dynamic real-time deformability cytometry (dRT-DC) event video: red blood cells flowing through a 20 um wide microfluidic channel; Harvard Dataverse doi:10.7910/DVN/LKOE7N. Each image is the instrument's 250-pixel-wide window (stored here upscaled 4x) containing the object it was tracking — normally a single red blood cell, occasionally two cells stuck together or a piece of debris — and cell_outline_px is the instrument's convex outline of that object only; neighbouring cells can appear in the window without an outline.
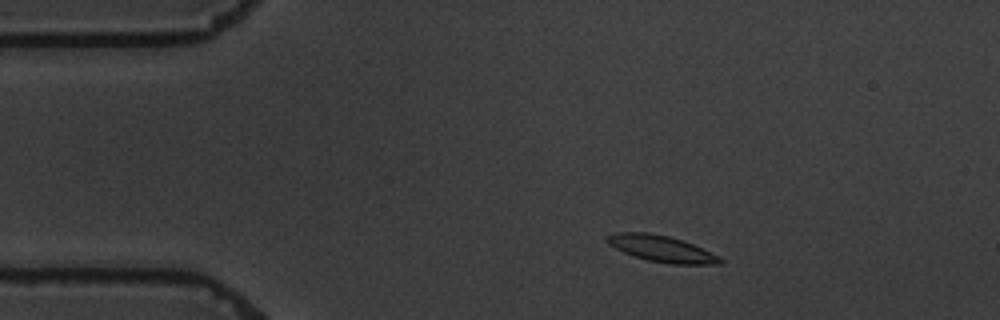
{"species": "common noctule bat (a hibernating species)", "species_latin": "Nyctalus noctula", "temperature_condition": "warm", "stored_images_in_passage": 6, "camera_frame_rate_fps": 3000, "um_per_image_px": 0.085, "animal": {"sex": "male", "body_mass_g": 19.5, "forearm_length_mm": 54.6}, "frame": {"image": 1, "passage_image": 2, "time_ms": 1.0, "image_size_px": [1000, 320], "cell_outline_px": [[724, 264], [668, 264], [648, 260], [624, 252], [608, 244], [604, 240], [604, 236], [616, 232], [648, 232], [668, 236], [684, 240], [720, 256], [724, 260]], "centroid_in_image_um": [56.24, 21.13], "position_along_channel_um": 28.8, "area_um2": 17.51}}
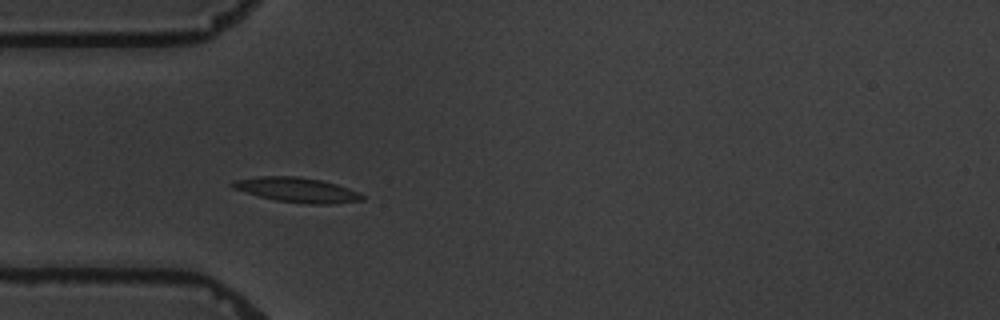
{"frame": {"image": 2, "passage_image": 4, "time_ms": 3.333, "image_size_px": [1000, 320], "cell_outline_px": [[364, 200], [332, 204], [308, 204], [276, 200], [260, 196], [232, 188], [228, 184], [236, 180], [260, 176], [296, 176], [320, 180], [336, 184], [348, 188], [364, 196]], "centroid_in_image_um": [25.24, 16.14], "position_along_channel_um": 59.8, "area_um2": 18.5}}
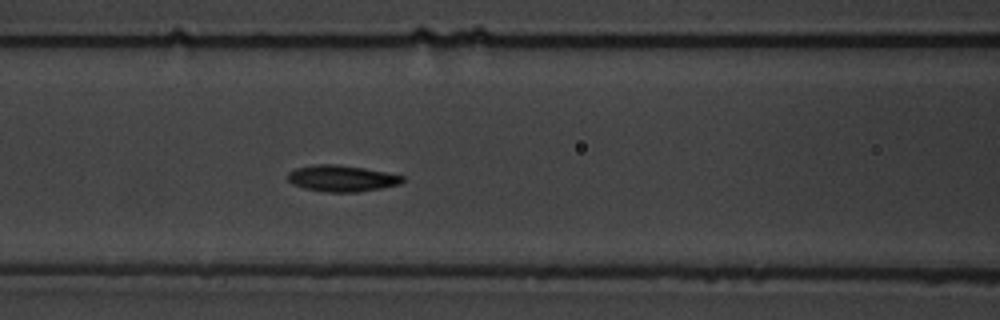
{"frame": {"image": 3, "passage_image": 6, "time_ms": 5.667, "image_size_px": [1000, 320], "cell_outline_px": [[404, 180], [400, 184], [380, 188], [356, 192], [324, 192], [304, 188], [292, 184], [288, 180], [288, 172], [296, 168], [316, 164], [336, 164], [364, 168], [388, 172], [404, 176]], "centroid_in_image_um": [29.04, 15.16], "position_along_channel_um": 137.6, "area_um2": 17.63}}